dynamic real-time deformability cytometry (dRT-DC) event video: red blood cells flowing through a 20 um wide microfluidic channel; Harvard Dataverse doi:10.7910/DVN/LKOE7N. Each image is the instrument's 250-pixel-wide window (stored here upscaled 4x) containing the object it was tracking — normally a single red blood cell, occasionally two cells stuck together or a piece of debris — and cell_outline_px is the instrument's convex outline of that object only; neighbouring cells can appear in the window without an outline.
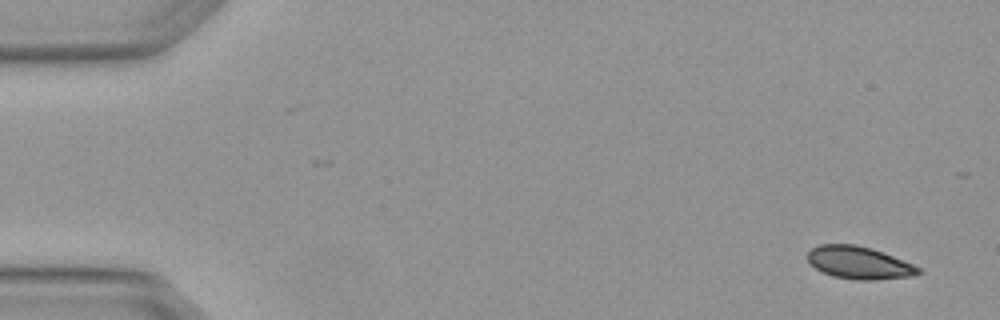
{"species": "Egyptian fruit bat (a non-hibernating species)", "species_latin": "Rousettus aegyptiacus", "temperature_condition": "warm", "stored_images_in_passage": 5, "camera_frame_rate_fps": 3000, "um_per_image_px": 0.085, "animal": {"sex": "female"}, "frame": {"image": 1, "passage_image": 1, "time_ms": 0.0, "image_size_px": [1000, 320], "cell_outline_px": [[924, 272], [912, 276], [872, 280], [856, 280], [832, 276], [816, 268], [804, 256], [812, 248], [820, 244], [856, 244], [872, 248], [912, 264], [920, 268]], "centroid_in_image_um": [73.0, 22.33], "position_along_channel_um": 12.0, "area_um2": 20.98}}
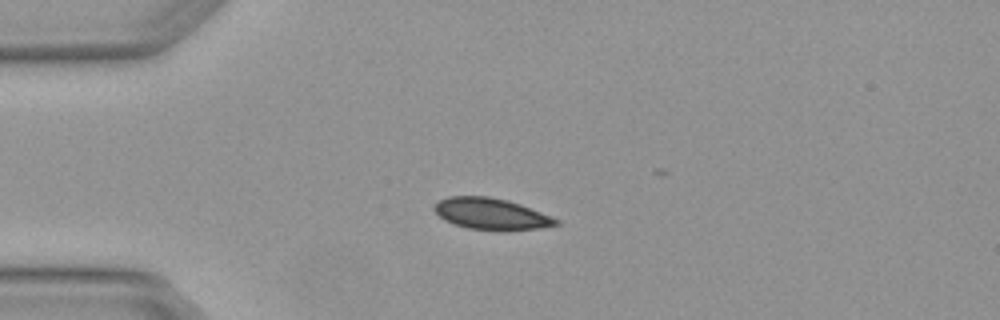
{"frame": {"image": 2, "passage_image": 3, "time_ms": 0.667, "image_size_px": [1000, 320], "cell_outline_px": [[560, 224], [540, 228], [508, 232], [504, 232], [468, 228], [444, 220], [432, 208], [440, 200], [448, 196], [488, 196], [508, 200], [520, 204], [552, 216], [560, 220]], "centroid_in_image_um": [41.8, 18.2], "position_along_channel_um": 43.2, "area_um2": 22.6}}
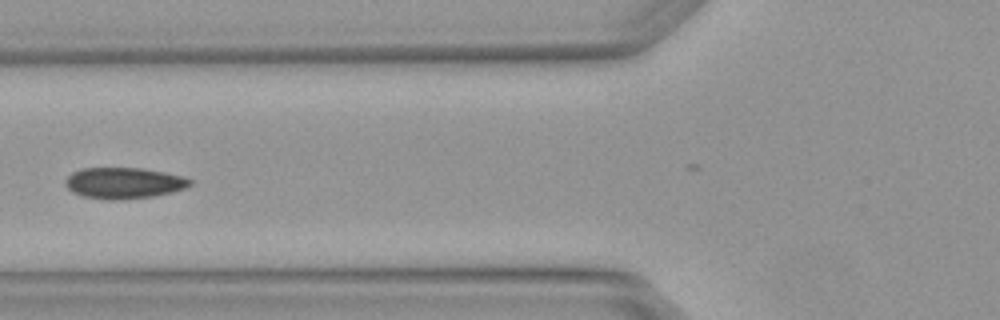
{"frame": {"image": 3, "passage_image": 5, "time_ms": 1.333, "image_size_px": [1000, 320], "cell_outline_px": [[192, 184], [184, 188], [172, 192], [156, 196], [116, 200], [112, 200], [84, 196], [72, 192], [64, 184], [64, 180], [72, 172], [80, 168], [144, 168], [184, 176], [192, 180]], "centroid_in_image_um": [10.53, 15.55], "position_along_channel_um": 115.3, "area_um2": 22.72}}